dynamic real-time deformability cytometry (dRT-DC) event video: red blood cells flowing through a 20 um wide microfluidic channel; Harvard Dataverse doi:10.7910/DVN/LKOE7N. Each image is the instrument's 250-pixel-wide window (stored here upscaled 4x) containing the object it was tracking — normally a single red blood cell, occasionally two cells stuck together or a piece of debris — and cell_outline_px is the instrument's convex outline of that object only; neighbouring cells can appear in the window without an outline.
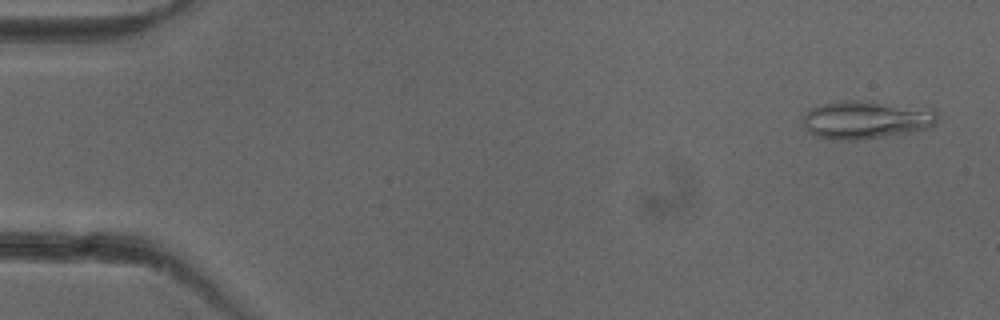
{"species": "common noctule bat (a hibernating species)", "species_latin": "Nyctalus noctula", "temperature_condition": "cold", "stored_images_in_passage": 51, "camera_frame_rate_fps": 3000, "um_per_image_px": 0.085, "animal": {"sex": "female"}, "frame": {"image": 1, "passage_image": 2, "time_ms": 0.333, "image_size_px": [1000, 320], "cell_outline_px": [[940, 116], [936, 124], [928, 128], [908, 132], [856, 140], [836, 140], [812, 136], [808, 132], [804, 124], [804, 116], [808, 108], [840, 100], [856, 100], [936, 108]], "centroid_in_image_um": [73.65, 10.17], "position_along_channel_um": 11.4, "area_um2": 30.17}}
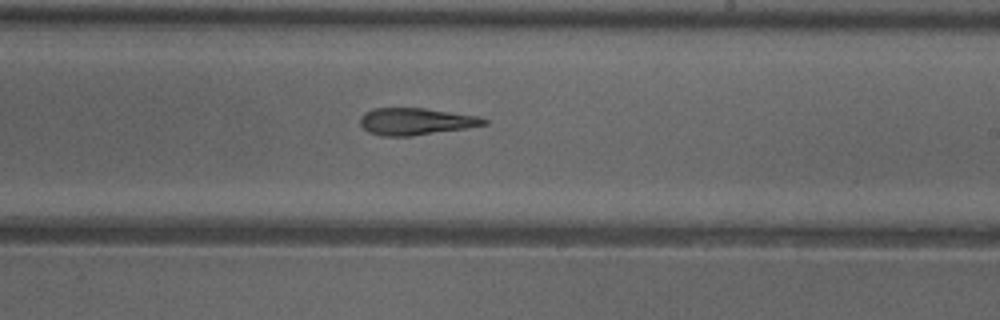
{"frame": {"image": 2, "passage_image": 30, "time_ms": 9.667, "image_size_px": [1000, 320], "cell_outline_px": [[488, 124], [468, 128], [412, 136], [380, 136], [368, 132], [360, 124], [360, 116], [364, 112], [372, 108], [424, 108], [480, 116], [488, 120]], "centroid_in_image_um": [35.35, 10.32], "position_along_channel_um": 253.7, "area_um2": 19.71}}
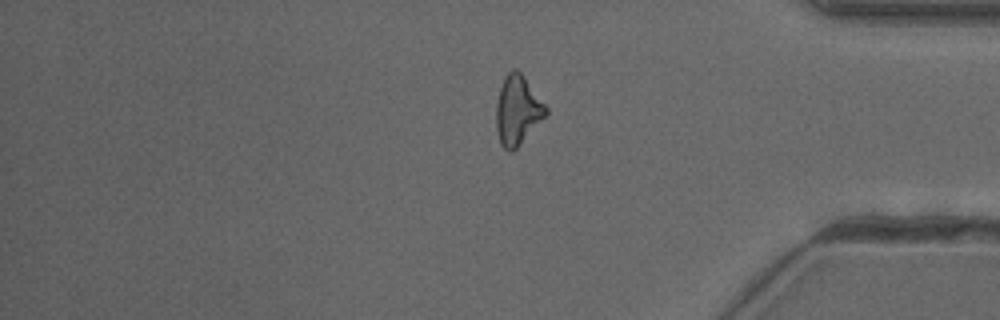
{"frame": {"image": 3, "passage_image": 42, "time_ms": 13.667, "image_size_px": [1000, 320], "cell_outline_px": [[548, 112], [516, 148], [512, 152], [508, 152], [500, 144], [496, 128], [496, 104], [500, 88], [504, 76], [512, 68], [516, 68], [524, 76], [548, 108]], "centroid_in_image_um": [43.96, 9.35], "position_along_channel_um": 391.2, "area_um2": 19.88}, "authors_computed_cell_mechanics": {"area_um2": 20.2878, "velocity_mm_per_s": 3.9967, "shape_relaxation_time_tau1_ms": null, "shape_relaxation_time_tau2_ms": 7.9939, "deformation_change_tau1": null, "deformation_change_tau2": 0.2329}}